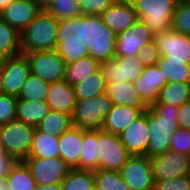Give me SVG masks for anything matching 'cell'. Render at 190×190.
<instances>
[{
  "label": "cell",
  "instance_id": "1",
  "mask_svg": "<svg viewBox=\"0 0 190 190\" xmlns=\"http://www.w3.org/2000/svg\"><path fill=\"white\" fill-rule=\"evenodd\" d=\"M179 107L153 102L147 108L149 142L147 156L163 154L170 150L171 137L178 125Z\"/></svg>",
  "mask_w": 190,
  "mask_h": 190
},
{
  "label": "cell",
  "instance_id": "2",
  "mask_svg": "<svg viewBox=\"0 0 190 190\" xmlns=\"http://www.w3.org/2000/svg\"><path fill=\"white\" fill-rule=\"evenodd\" d=\"M55 51L66 64L88 55L87 15L58 20Z\"/></svg>",
  "mask_w": 190,
  "mask_h": 190
},
{
  "label": "cell",
  "instance_id": "3",
  "mask_svg": "<svg viewBox=\"0 0 190 190\" xmlns=\"http://www.w3.org/2000/svg\"><path fill=\"white\" fill-rule=\"evenodd\" d=\"M58 20L46 10L20 33L22 54L55 50L57 45Z\"/></svg>",
  "mask_w": 190,
  "mask_h": 190
},
{
  "label": "cell",
  "instance_id": "4",
  "mask_svg": "<svg viewBox=\"0 0 190 190\" xmlns=\"http://www.w3.org/2000/svg\"><path fill=\"white\" fill-rule=\"evenodd\" d=\"M112 106L108 95L76 100L71 118L72 125L82 130H101L107 113Z\"/></svg>",
  "mask_w": 190,
  "mask_h": 190
},
{
  "label": "cell",
  "instance_id": "5",
  "mask_svg": "<svg viewBox=\"0 0 190 190\" xmlns=\"http://www.w3.org/2000/svg\"><path fill=\"white\" fill-rule=\"evenodd\" d=\"M139 18L153 33L171 29L172 15L179 0H130Z\"/></svg>",
  "mask_w": 190,
  "mask_h": 190
},
{
  "label": "cell",
  "instance_id": "6",
  "mask_svg": "<svg viewBox=\"0 0 190 190\" xmlns=\"http://www.w3.org/2000/svg\"><path fill=\"white\" fill-rule=\"evenodd\" d=\"M88 55L100 64L116 57V34L102 21L100 15H87Z\"/></svg>",
  "mask_w": 190,
  "mask_h": 190
},
{
  "label": "cell",
  "instance_id": "7",
  "mask_svg": "<svg viewBox=\"0 0 190 190\" xmlns=\"http://www.w3.org/2000/svg\"><path fill=\"white\" fill-rule=\"evenodd\" d=\"M36 127L15 120L0 126V139L7 155L15 161H24L32 146Z\"/></svg>",
  "mask_w": 190,
  "mask_h": 190
},
{
  "label": "cell",
  "instance_id": "8",
  "mask_svg": "<svg viewBox=\"0 0 190 190\" xmlns=\"http://www.w3.org/2000/svg\"><path fill=\"white\" fill-rule=\"evenodd\" d=\"M98 169L119 171L131 156L119 135L98 130Z\"/></svg>",
  "mask_w": 190,
  "mask_h": 190
},
{
  "label": "cell",
  "instance_id": "9",
  "mask_svg": "<svg viewBox=\"0 0 190 190\" xmlns=\"http://www.w3.org/2000/svg\"><path fill=\"white\" fill-rule=\"evenodd\" d=\"M25 55L33 75L48 83L65 79L67 64L55 50L30 52Z\"/></svg>",
  "mask_w": 190,
  "mask_h": 190
},
{
  "label": "cell",
  "instance_id": "10",
  "mask_svg": "<svg viewBox=\"0 0 190 190\" xmlns=\"http://www.w3.org/2000/svg\"><path fill=\"white\" fill-rule=\"evenodd\" d=\"M3 93L18 97L22 86L31 74L25 54L0 59Z\"/></svg>",
  "mask_w": 190,
  "mask_h": 190
},
{
  "label": "cell",
  "instance_id": "11",
  "mask_svg": "<svg viewBox=\"0 0 190 190\" xmlns=\"http://www.w3.org/2000/svg\"><path fill=\"white\" fill-rule=\"evenodd\" d=\"M150 163L154 183L185 177L190 171V156L170 150L150 157Z\"/></svg>",
  "mask_w": 190,
  "mask_h": 190
},
{
  "label": "cell",
  "instance_id": "12",
  "mask_svg": "<svg viewBox=\"0 0 190 190\" xmlns=\"http://www.w3.org/2000/svg\"><path fill=\"white\" fill-rule=\"evenodd\" d=\"M145 67L143 62L134 56H116L100 64L107 83H134L141 76Z\"/></svg>",
  "mask_w": 190,
  "mask_h": 190
},
{
  "label": "cell",
  "instance_id": "13",
  "mask_svg": "<svg viewBox=\"0 0 190 190\" xmlns=\"http://www.w3.org/2000/svg\"><path fill=\"white\" fill-rule=\"evenodd\" d=\"M153 42L161 57H169L171 60L184 61L190 64V36L178 33L174 29L155 33Z\"/></svg>",
  "mask_w": 190,
  "mask_h": 190
},
{
  "label": "cell",
  "instance_id": "14",
  "mask_svg": "<svg viewBox=\"0 0 190 190\" xmlns=\"http://www.w3.org/2000/svg\"><path fill=\"white\" fill-rule=\"evenodd\" d=\"M24 162L37 184L61 183L71 168L60 158L27 157Z\"/></svg>",
  "mask_w": 190,
  "mask_h": 190
},
{
  "label": "cell",
  "instance_id": "15",
  "mask_svg": "<svg viewBox=\"0 0 190 190\" xmlns=\"http://www.w3.org/2000/svg\"><path fill=\"white\" fill-rule=\"evenodd\" d=\"M119 173L132 190L154 189L151 163L148 156H130Z\"/></svg>",
  "mask_w": 190,
  "mask_h": 190
},
{
  "label": "cell",
  "instance_id": "16",
  "mask_svg": "<svg viewBox=\"0 0 190 190\" xmlns=\"http://www.w3.org/2000/svg\"><path fill=\"white\" fill-rule=\"evenodd\" d=\"M154 33L141 20L116 35V56L136 57L140 49L153 41Z\"/></svg>",
  "mask_w": 190,
  "mask_h": 190
},
{
  "label": "cell",
  "instance_id": "17",
  "mask_svg": "<svg viewBox=\"0 0 190 190\" xmlns=\"http://www.w3.org/2000/svg\"><path fill=\"white\" fill-rule=\"evenodd\" d=\"M119 138L131 156H147L149 142L147 109L119 135Z\"/></svg>",
  "mask_w": 190,
  "mask_h": 190
},
{
  "label": "cell",
  "instance_id": "18",
  "mask_svg": "<svg viewBox=\"0 0 190 190\" xmlns=\"http://www.w3.org/2000/svg\"><path fill=\"white\" fill-rule=\"evenodd\" d=\"M100 16L103 23L116 35L127 30L139 19L130 0H116Z\"/></svg>",
  "mask_w": 190,
  "mask_h": 190
},
{
  "label": "cell",
  "instance_id": "19",
  "mask_svg": "<svg viewBox=\"0 0 190 190\" xmlns=\"http://www.w3.org/2000/svg\"><path fill=\"white\" fill-rule=\"evenodd\" d=\"M40 12L33 0H14L0 12V18L21 33Z\"/></svg>",
  "mask_w": 190,
  "mask_h": 190
},
{
  "label": "cell",
  "instance_id": "20",
  "mask_svg": "<svg viewBox=\"0 0 190 190\" xmlns=\"http://www.w3.org/2000/svg\"><path fill=\"white\" fill-rule=\"evenodd\" d=\"M140 97L150 106L156 102L160 90L167 84L158 65L146 66L141 76L133 83Z\"/></svg>",
  "mask_w": 190,
  "mask_h": 190
},
{
  "label": "cell",
  "instance_id": "21",
  "mask_svg": "<svg viewBox=\"0 0 190 190\" xmlns=\"http://www.w3.org/2000/svg\"><path fill=\"white\" fill-rule=\"evenodd\" d=\"M146 109L112 104L101 130L114 135H120Z\"/></svg>",
  "mask_w": 190,
  "mask_h": 190
},
{
  "label": "cell",
  "instance_id": "22",
  "mask_svg": "<svg viewBox=\"0 0 190 190\" xmlns=\"http://www.w3.org/2000/svg\"><path fill=\"white\" fill-rule=\"evenodd\" d=\"M83 130L72 126L59 136L60 158L71 168L80 169Z\"/></svg>",
  "mask_w": 190,
  "mask_h": 190
},
{
  "label": "cell",
  "instance_id": "23",
  "mask_svg": "<svg viewBox=\"0 0 190 190\" xmlns=\"http://www.w3.org/2000/svg\"><path fill=\"white\" fill-rule=\"evenodd\" d=\"M46 102L50 110L72 115L76 103L74 87L70 86L65 80L50 83Z\"/></svg>",
  "mask_w": 190,
  "mask_h": 190
},
{
  "label": "cell",
  "instance_id": "24",
  "mask_svg": "<svg viewBox=\"0 0 190 190\" xmlns=\"http://www.w3.org/2000/svg\"><path fill=\"white\" fill-rule=\"evenodd\" d=\"M106 94L114 105L135 108H148L149 105L140 97L133 83H107Z\"/></svg>",
  "mask_w": 190,
  "mask_h": 190
},
{
  "label": "cell",
  "instance_id": "25",
  "mask_svg": "<svg viewBox=\"0 0 190 190\" xmlns=\"http://www.w3.org/2000/svg\"><path fill=\"white\" fill-rule=\"evenodd\" d=\"M49 111L50 107L46 101H31L18 98L16 120L36 127Z\"/></svg>",
  "mask_w": 190,
  "mask_h": 190
},
{
  "label": "cell",
  "instance_id": "26",
  "mask_svg": "<svg viewBox=\"0 0 190 190\" xmlns=\"http://www.w3.org/2000/svg\"><path fill=\"white\" fill-rule=\"evenodd\" d=\"M28 157L43 159L60 157L59 136H49L35 129Z\"/></svg>",
  "mask_w": 190,
  "mask_h": 190
},
{
  "label": "cell",
  "instance_id": "27",
  "mask_svg": "<svg viewBox=\"0 0 190 190\" xmlns=\"http://www.w3.org/2000/svg\"><path fill=\"white\" fill-rule=\"evenodd\" d=\"M99 69L100 63L92 56L87 55L76 62L67 64L64 80L74 87Z\"/></svg>",
  "mask_w": 190,
  "mask_h": 190
},
{
  "label": "cell",
  "instance_id": "28",
  "mask_svg": "<svg viewBox=\"0 0 190 190\" xmlns=\"http://www.w3.org/2000/svg\"><path fill=\"white\" fill-rule=\"evenodd\" d=\"M8 190H34L37 183L24 161H16L6 176Z\"/></svg>",
  "mask_w": 190,
  "mask_h": 190
},
{
  "label": "cell",
  "instance_id": "29",
  "mask_svg": "<svg viewBox=\"0 0 190 190\" xmlns=\"http://www.w3.org/2000/svg\"><path fill=\"white\" fill-rule=\"evenodd\" d=\"M106 87V77L103 75L101 69H99L74 86L76 100L88 99L105 94Z\"/></svg>",
  "mask_w": 190,
  "mask_h": 190
},
{
  "label": "cell",
  "instance_id": "30",
  "mask_svg": "<svg viewBox=\"0 0 190 190\" xmlns=\"http://www.w3.org/2000/svg\"><path fill=\"white\" fill-rule=\"evenodd\" d=\"M72 126V118L70 114L50 110L49 113L36 126V129L49 136H61Z\"/></svg>",
  "mask_w": 190,
  "mask_h": 190
},
{
  "label": "cell",
  "instance_id": "31",
  "mask_svg": "<svg viewBox=\"0 0 190 190\" xmlns=\"http://www.w3.org/2000/svg\"><path fill=\"white\" fill-rule=\"evenodd\" d=\"M98 130H83V145L80 155V170L98 169Z\"/></svg>",
  "mask_w": 190,
  "mask_h": 190
},
{
  "label": "cell",
  "instance_id": "32",
  "mask_svg": "<svg viewBox=\"0 0 190 190\" xmlns=\"http://www.w3.org/2000/svg\"><path fill=\"white\" fill-rule=\"evenodd\" d=\"M21 53L20 33L0 18V59Z\"/></svg>",
  "mask_w": 190,
  "mask_h": 190
},
{
  "label": "cell",
  "instance_id": "33",
  "mask_svg": "<svg viewBox=\"0 0 190 190\" xmlns=\"http://www.w3.org/2000/svg\"><path fill=\"white\" fill-rule=\"evenodd\" d=\"M190 101V83L170 82L159 93L157 102L177 107Z\"/></svg>",
  "mask_w": 190,
  "mask_h": 190
},
{
  "label": "cell",
  "instance_id": "34",
  "mask_svg": "<svg viewBox=\"0 0 190 190\" xmlns=\"http://www.w3.org/2000/svg\"><path fill=\"white\" fill-rule=\"evenodd\" d=\"M157 65L163 76L166 77L167 83H190V64H186L184 61L171 60L169 57H160Z\"/></svg>",
  "mask_w": 190,
  "mask_h": 190
},
{
  "label": "cell",
  "instance_id": "35",
  "mask_svg": "<svg viewBox=\"0 0 190 190\" xmlns=\"http://www.w3.org/2000/svg\"><path fill=\"white\" fill-rule=\"evenodd\" d=\"M61 184L62 190H95L93 171L71 169Z\"/></svg>",
  "mask_w": 190,
  "mask_h": 190
},
{
  "label": "cell",
  "instance_id": "36",
  "mask_svg": "<svg viewBox=\"0 0 190 190\" xmlns=\"http://www.w3.org/2000/svg\"><path fill=\"white\" fill-rule=\"evenodd\" d=\"M49 85L50 83L31 73L17 98L31 101H46Z\"/></svg>",
  "mask_w": 190,
  "mask_h": 190
},
{
  "label": "cell",
  "instance_id": "37",
  "mask_svg": "<svg viewBox=\"0 0 190 190\" xmlns=\"http://www.w3.org/2000/svg\"><path fill=\"white\" fill-rule=\"evenodd\" d=\"M93 174L95 190H132L122 179L119 171L97 169Z\"/></svg>",
  "mask_w": 190,
  "mask_h": 190
},
{
  "label": "cell",
  "instance_id": "38",
  "mask_svg": "<svg viewBox=\"0 0 190 190\" xmlns=\"http://www.w3.org/2000/svg\"><path fill=\"white\" fill-rule=\"evenodd\" d=\"M171 28L190 36V1L179 0L172 15Z\"/></svg>",
  "mask_w": 190,
  "mask_h": 190
},
{
  "label": "cell",
  "instance_id": "39",
  "mask_svg": "<svg viewBox=\"0 0 190 190\" xmlns=\"http://www.w3.org/2000/svg\"><path fill=\"white\" fill-rule=\"evenodd\" d=\"M46 11L57 20L82 15L79 0H55Z\"/></svg>",
  "mask_w": 190,
  "mask_h": 190
},
{
  "label": "cell",
  "instance_id": "40",
  "mask_svg": "<svg viewBox=\"0 0 190 190\" xmlns=\"http://www.w3.org/2000/svg\"><path fill=\"white\" fill-rule=\"evenodd\" d=\"M17 99L4 93L0 95V126L16 120Z\"/></svg>",
  "mask_w": 190,
  "mask_h": 190
},
{
  "label": "cell",
  "instance_id": "41",
  "mask_svg": "<svg viewBox=\"0 0 190 190\" xmlns=\"http://www.w3.org/2000/svg\"><path fill=\"white\" fill-rule=\"evenodd\" d=\"M170 151L190 156V129L178 127L171 137Z\"/></svg>",
  "mask_w": 190,
  "mask_h": 190
},
{
  "label": "cell",
  "instance_id": "42",
  "mask_svg": "<svg viewBox=\"0 0 190 190\" xmlns=\"http://www.w3.org/2000/svg\"><path fill=\"white\" fill-rule=\"evenodd\" d=\"M116 0H79L81 12L84 15H100Z\"/></svg>",
  "mask_w": 190,
  "mask_h": 190
},
{
  "label": "cell",
  "instance_id": "43",
  "mask_svg": "<svg viewBox=\"0 0 190 190\" xmlns=\"http://www.w3.org/2000/svg\"><path fill=\"white\" fill-rule=\"evenodd\" d=\"M136 57L140 59L145 66H154L160 61L161 55L155 43L152 41L143 46Z\"/></svg>",
  "mask_w": 190,
  "mask_h": 190
},
{
  "label": "cell",
  "instance_id": "44",
  "mask_svg": "<svg viewBox=\"0 0 190 190\" xmlns=\"http://www.w3.org/2000/svg\"><path fill=\"white\" fill-rule=\"evenodd\" d=\"M153 190H190V180L185 176L155 182Z\"/></svg>",
  "mask_w": 190,
  "mask_h": 190
},
{
  "label": "cell",
  "instance_id": "45",
  "mask_svg": "<svg viewBox=\"0 0 190 190\" xmlns=\"http://www.w3.org/2000/svg\"><path fill=\"white\" fill-rule=\"evenodd\" d=\"M16 161L9 155L4 150L3 144L0 139V177L1 178H6V176L9 174V171L12 167V165Z\"/></svg>",
  "mask_w": 190,
  "mask_h": 190
},
{
  "label": "cell",
  "instance_id": "46",
  "mask_svg": "<svg viewBox=\"0 0 190 190\" xmlns=\"http://www.w3.org/2000/svg\"><path fill=\"white\" fill-rule=\"evenodd\" d=\"M178 125L183 129H190V101L179 107Z\"/></svg>",
  "mask_w": 190,
  "mask_h": 190
},
{
  "label": "cell",
  "instance_id": "47",
  "mask_svg": "<svg viewBox=\"0 0 190 190\" xmlns=\"http://www.w3.org/2000/svg\"><path fill=\"white\" fill-rule=\"evenodd\" d=\"M34 190H62V184L61 183H55L49 185L37 184Z\"/></svg>",
  "mask_w": 190,
  "mask_h": 190
},
{
  "label": "cell",
  "instance_id": "48",
  "mask_svg": "<svg viewBox=\"0 0 190 190\" xmlns=\"http://www.w3.org/2000/svg\"><path fill=\"white\" fill-rule=\"evenodd\" d=\"M41 10H47L55 0H33Z\"/></svg>",
  "mask_w": 190,
  "mask_h": 190
},
{
  "label": "cell",
  "instance_id": "49",
  "mask_svg": "<svg viewBox=\"0 0 190 190\" xmlns=\"http://www.w3.org/2000/svg\"><path fill=\"white\" fill-rule=\"evenodd\" d=\"M14 0H0V12Z\"/></svg>",
  "mask_w": 190,
  "mask_h": 190
},
{
  "label": "cell",
  "instance_id": "50",
  "mask_svg": "<svg viewBox=\"0 0 190 190\" xmlns=\"http://www.w3.org/2000/svg\"><path fill=\"white\" fill-rule=\"evenodd\" d=\"M0 190H8L6 178L0 177Z\"/></svg>",
  "mask_w": 190,
  "mask_h": 190
},
{
  "label": "cell",
  "instance_id": "51",
  "mask_svg": "<svg viewBox=\"0 0 190 190\" xmlns=\"http://www.w3.org/2000/svg\"><path fill=\"white\" fill-rule=\"evenodd\" d=\"M3 94V88H2V78H1V69H0V95Z\"/></svg>",
  "mask_w": 190,
  "mask_h": 190
}]
</instances>
